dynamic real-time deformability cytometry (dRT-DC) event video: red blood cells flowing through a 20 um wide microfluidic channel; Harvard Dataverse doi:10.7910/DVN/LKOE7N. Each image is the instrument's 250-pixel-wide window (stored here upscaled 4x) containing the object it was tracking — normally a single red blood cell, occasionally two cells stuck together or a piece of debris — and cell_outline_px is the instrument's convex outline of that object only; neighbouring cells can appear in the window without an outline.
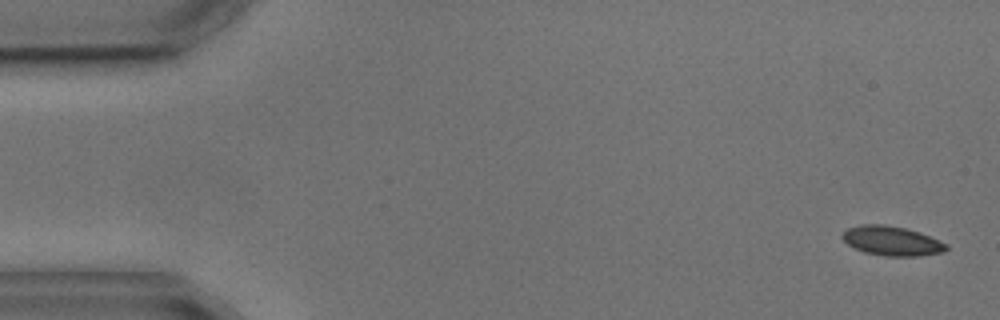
{"species": "common noctule bat (a hibernating species)", "species_latin": "Nyctalus noctula", "temperature_condition": "cold", "stored_images_in_passage": 4, "camera_frame_rate_fps": 3000, "um_per_image_px": 0.085, "animal": {"sex": "male", "body_mass_g": 17.9, "forearm_length_mm": 54.2}, "frame": {"image": 1, "passage_image": 1, "time_ms": 0.0, "image_size_px": [1000, 320], "cell_outline_px": [[948, 248], [944, 252], [916, 256], [884, 256], [864, 252], [848, 244], [840, 236], [848, 228], [860, 224], [884, 224], [904, 228], [920, 232], [940, 240], [948, 244]], "centroid_in_image_um": [75.82, 20.47], "position_along_channel_um": 9.2, "area_um2": 17.86}}